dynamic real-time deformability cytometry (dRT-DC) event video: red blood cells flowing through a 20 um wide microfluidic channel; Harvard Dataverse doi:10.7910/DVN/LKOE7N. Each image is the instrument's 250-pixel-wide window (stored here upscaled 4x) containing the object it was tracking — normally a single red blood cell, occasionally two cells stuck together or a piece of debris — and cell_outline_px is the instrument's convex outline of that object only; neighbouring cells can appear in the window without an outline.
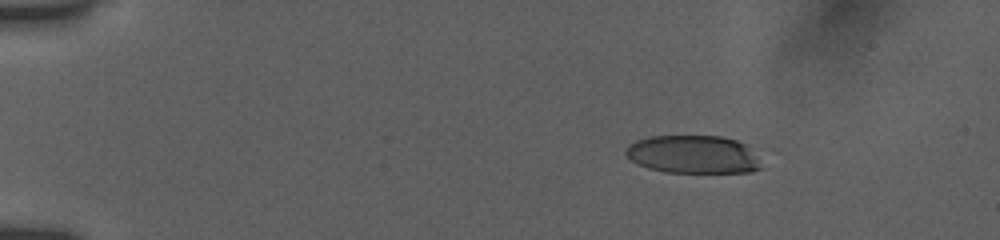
{"species": "human", "species_latin": "Homo sapiens", "temperature_condition": "room temperature", "stored_images_in_passage": 7, "camera_frame_rate_fps": 3000, "um_per_image_px": 0.085, "donor": {"sex": "female"}, "frame": {"image": 1, "passage_image": 3, "time_ms": 2.333, "image_size_px": [1000, 240], "cell_outline_px": [[760, 168], [752, 172], [664, 172], [648, 168], [632, 160], [624, 152], [628, 144], [636, 140], [648, 136], [720, 136], [736, 140], [748, 144], [756, 156]], "centroid_in_image_um": [58.9, 13.11], "position_along_channel_um": 26.1, "area_um2": 30.0}}
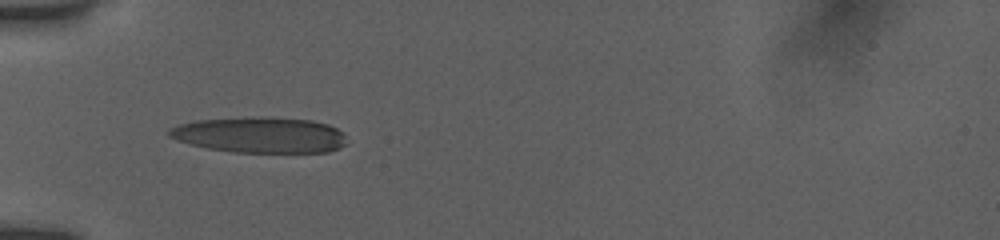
{"frame": {"image": 2, "passage_image": 6, "time_ms": 5.667, "image_size_px": [1000, 240], "cell_outline_px": [[348, 144], [340, 148], [328, 152], [232, 152], [208, 148], [176, 140], [168, 136], [168, 128], [180, 124], [196, 120], [312, 120], [328, 124], [344, 132]], "centroid_in_image_um": [22.16, 11.53], "position_along_channel_um": 62.8, "area_um2": 35.66}}
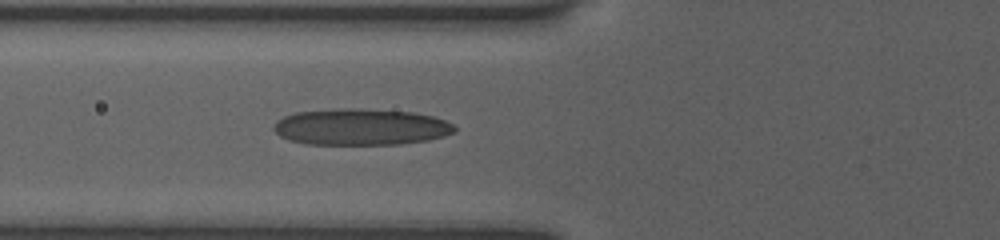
{"frame": {"image": 3, "passage_image": 7, "time_ms": 6.667, "image_size_px": [1000, 240], "cell_outline_px": [[456, 132], [444, 136], [428, 140], [400, 144], [304, 144], [288, 140], [280, 136], [272, 128], [272, 124], [276, 120], [284, 116], [296, 112], [336, 108], [360, 108], [412, 112], [432, 116], [444, 120], [452, 124], [456, 128]], "centroid_in_image_um": [30.63, 10.78], "position_along_channel_um": 95.2, "area_um2": 38.73}}